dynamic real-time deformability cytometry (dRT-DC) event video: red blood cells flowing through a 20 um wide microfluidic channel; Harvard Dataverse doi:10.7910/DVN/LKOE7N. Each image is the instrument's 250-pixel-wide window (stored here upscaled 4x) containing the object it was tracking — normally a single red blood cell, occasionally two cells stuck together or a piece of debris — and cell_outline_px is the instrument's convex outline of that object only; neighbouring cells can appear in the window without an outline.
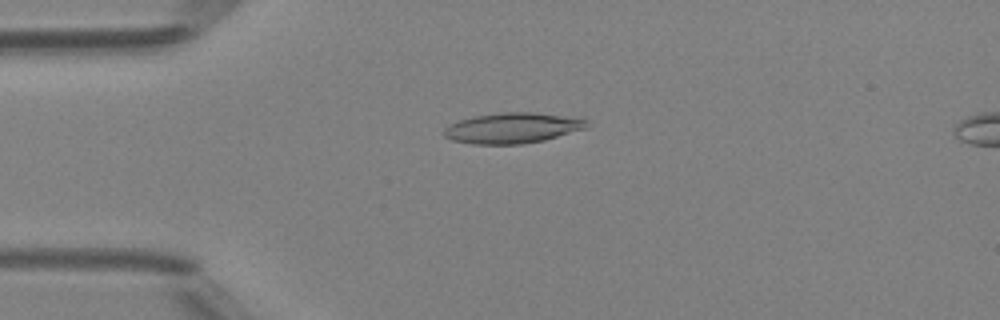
{"species": "Egyptian fruit bat (a non-hibernating species)", "species_latin": "Rousettus aegyptiacus", "temperature_condition": "room temperature", "stored_images_in_passage": 48, "camera_frame_rate_fps": 3000, "um_per_image_px": 0.085, "animal": {"sex": "female"}, "frame": {"image": 1, "passage_image": 12, "time_ms": 3.667, "image_size_px": [1000, 320], "cell_outline_px": [[588, 128], [544, 140], [520, 144], [472, 144], [452, 140], [444, 136], [444, 128], [448, 124], [460, 120], [476, 116], [504, 112], [532, 112], [584, 116], [588, 120]], "centroid_in_image_um": [43.66, 10.86], "position_along_channel_um": 41.3, "area_um2": 25.84}}
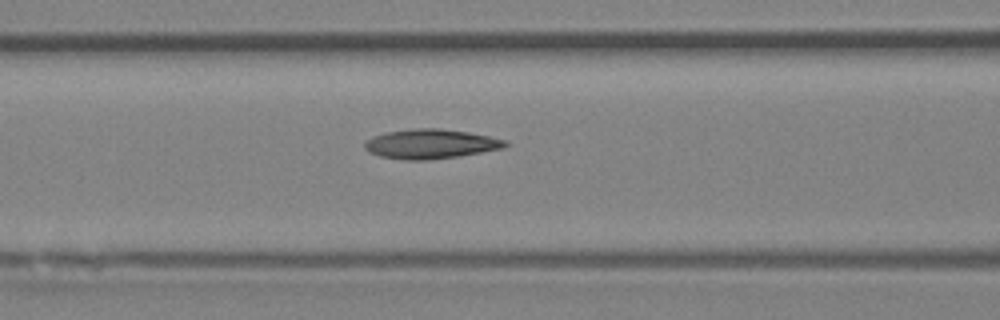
{"frame": {"image": 2, "passage_image": 20, "time_ms": 6.333, "image_size_px": [1000, 320], "cell_outline_px": [[508, 144], [504, 148], [460, 156], [428, 160], [404, 160], [380, 156], [368, 152], [364, 148], [364, 144], [372, 136], [384, 132], [416, 128], [440, 128], [468, 132], [508, 140]], "centroid_in_image_um": [36.6, 12.23], "position_along_channel_um": 130.0, "area_um2": 24.33}}
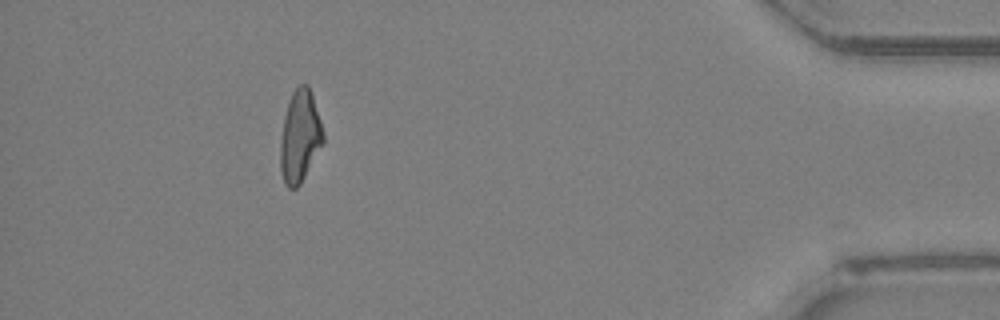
{"frame": {"image": 3, "passage_image": 44, "time_ms": 14.333, "image_size_px": [1000, 320], "cell_outline_px": [[324, 144], [300, 184], [296, 188], [288, 188], [284, 184], [280, 168], [280, 144], [284, 116], [288, 100], [292, 92], [300, 84], [308, 84], [324, 132]], "centroid_in_image_um": [25.49, 11.62], "position_along_channel_um": 409.7, "area_um2": 23.06}, "authors_computed_cell_mechanics": {"area_um2": 23.1489, "velocity_mm_per_s": 4.225, "shape_relaxation_time_tau1_ms": null, "shape_relaxation_time_tau2_ms": 5.0046, "deformation_change_tau1": null, "deformation_change_tau2": 0.1545}}